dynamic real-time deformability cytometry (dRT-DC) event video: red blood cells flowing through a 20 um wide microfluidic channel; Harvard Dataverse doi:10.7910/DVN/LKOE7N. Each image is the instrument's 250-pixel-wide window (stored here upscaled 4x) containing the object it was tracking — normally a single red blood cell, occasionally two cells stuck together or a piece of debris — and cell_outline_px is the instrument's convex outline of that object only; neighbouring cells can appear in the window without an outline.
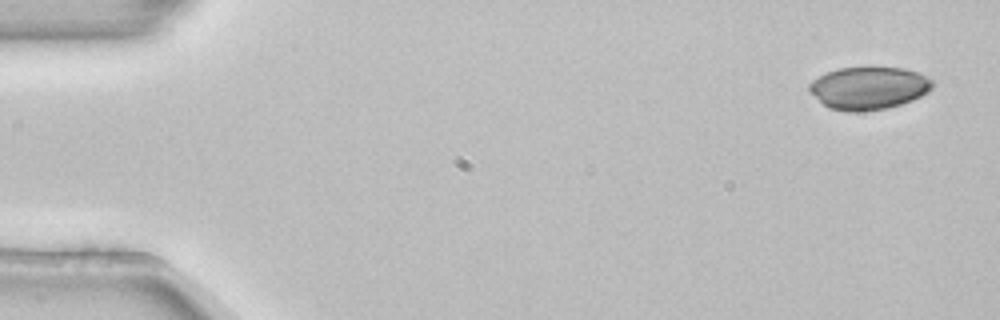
{"species": "common noctule bat (a hibernating species)", "species_latin": "Nyctalus noctula", "temperature_condition": "room temperature", "stored_images_in_passage": 3, "camera_frame_rate_fps": 3000, "um_per_image_px": 0.085, "animal": {"sex": "female", "body_mass_g": 22.7, "forearm_length_mm": 54.2}, "frame": {"image": 1, "passage_image": 1, "time_ms": 0.0, "image_size_px": [1000, 320], "cell_outline_px": [[932, 88], [928, 92], [912, 100], [888, 108], [860, 112], [848, 112], [828, 108], [808, 88], [808, 84], [812, 80], [828, 72], [840, 68], [904, 68], [916, 72], [932, 80]], "centroid_in_image_um": [73.84, 7.5], "position_along_channel_um": 11.2, "area_um2": 30.23}}